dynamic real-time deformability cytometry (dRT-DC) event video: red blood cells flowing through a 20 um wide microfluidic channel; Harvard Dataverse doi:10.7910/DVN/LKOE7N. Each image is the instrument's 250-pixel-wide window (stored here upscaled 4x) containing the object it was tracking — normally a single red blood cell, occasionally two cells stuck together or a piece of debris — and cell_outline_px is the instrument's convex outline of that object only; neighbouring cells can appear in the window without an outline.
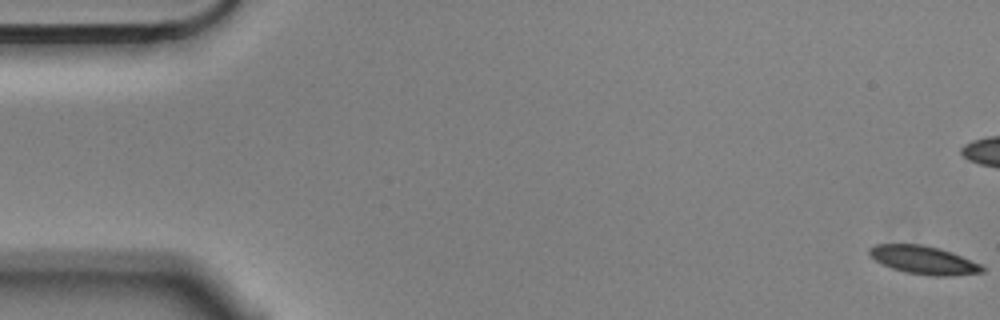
{"species": "Egyptian fruit bat (a non-hibernating species)", "species_latin": "Rousettus aegyptiacus", "temperature_condition": "cold", "stored_images_in_passage": 8, "camera_frame_rate_fps": 3000, "um_per_image_px": 0.085, "animal": {"sex": "male"}, "frame": {"image": 1, "passage_image": 1, "time_ms": 0.0, "image_size_px": [1000, 320], "cell_outline_px": [[984, 272], [952, 276], [932, 276], [904, 272], [880, 264], [868, 252], [868, 248], [876, 244], [920, 244], [940, 248], [952, 252], [980, 264], [984, 268]], "centroid_in_image_um": [78.5, 22.1], "position_along_channel_um": 6.5, "area_um2": 18.61}}